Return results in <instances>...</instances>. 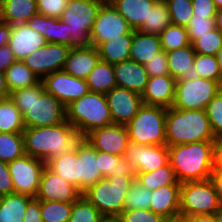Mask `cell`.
I'll use <instances>...</instances> for the list:
<instances>
[{
  "instance_id": "cell-1",
  "label": "cell",
  "mask_w": 222,
  "mask_h": 222,
  "mask_svg": "<svg viewBox=\"0 0 222 222\" xmlns=\"http://www.w3.org/2000/svg\"><path fill=\"white\" fill-rule=\"evenodd\" d=\"M9 97L20 110L25 128L67 121L66 106L45 91L42 80L33 86L13 90Z\"/></svg>"
},
{
  "instance_id": "cell-2",
  "label": "cell",
  "mask_w": 222,
  "mask_h": 222,
  "mask_svg": "<svg viewBox=\"0 0 222 222\" xmlns=\"http://www.w3.org/2000/svg\"><path fill=\"white\" fill-rule=\"evenodd\" d=\"M22 134L25 154L46 163L74 150L83 138L68 121L53 126L26 127Z\"/></svg>"
},
{
  "instance_id": "cell-3",
  "label": "cell",
  "mask_w": 222,
  "mask_h": 222,
  "mask_svg": "<svg viewBox=\"0 0 222 222\" xmlns=\"http://www.w3.org/2000/svg\"><path fill=\"white\" fill-rule=\"evenodd\" d=\"M169 163L180 183L210 178L213 172L214 141L168 146Z\"/></svg>"
},
{
  "instance_id": "cell-4",
  "label": "cell",
  "mask_w": 222,
  "mask_h": 222,
  "mask_svg": "<svg viewBox=\"0 0 222 222\" xmlns=\"http://www.w3.org/2000/svg\"><path fill=\"white\" fill-rule=\"evenodd\" d=\"M165 132L167 146L216 139L205 110L167 108Z\"/></svg>"
},
{
  "instance_id": "cell-5",
  "label": "cell",
  "mask_w": 222,
  "mask_h": 222,
  "mask_svg": "<svg viewBox=\"0 0 222 222\" xmlns=\"http://www.w3.org/2000/svg\"><path fill=\"white\" fill-rule=\"evenodd\" d=\"M67 121L84 137L90 131L113 123L105 94L88 92L66 106Z\"/></svg>"
},
{
  "instance_id": "cell-6",
  "label": "cell",
  "mask_w": 222,
  "mask_h": 222,
  "mask_svg": "<svg viewBox=\"0 0 222 222\" xmlns=\"http://www.w3.org/2000/svg\"><path fill=\"white\" fill-rule=\"evenodd\" d=\"M135 181V175L104 177L88 187L85 197L103 216H120L124 210L125 197Z\"/></svg>"
},
{
  "instance_id": "cell-7",
  "label": "cell",
  "mask_w": 222,
  "mask_h": 222,
  "mask_svg": "<svg viewBox=\"0 0 222 222\" xmlns=\"http://www.w3.org/2000/svg\"><path fill=\"white\" fill-rule=\"evenodd\" d=\"M107 0H68L60 20L68 24L70 48H90L91 31L94 27L100 7Z\"/></svg>"
},
{
  "instance_id": "cell-8",
  "label": "cell",
  "mask_w": 222,
  "mask_h": 222,
  "mask_svg": "<svg viewBox=\"0 0 222 222\" xmlns=\"http://www.w3.org/2000/svg\"><path fill=\"white\" fill-rule=\"evenodd\" d=\"M167 108L143 105L126 125L129 142L138 145H166Z\"/></svg>"
},
{
  "instance_id": "cell-9",
  "label": "cell",
  "mask_w": 222,
  "mask_h": 222,
  "mask_svg": "<svg viewBox=\"0 0 222 222\" xmlns=\"http://www.w3.org/2000/svg\"><path fill=\"white\" fill-rule=\"evenodd\" d=\"M220 201L210 179L188 181L180 187V214L184 216L212 215Z\"/></svg>"
},
{
  "instance_id": "cell-10",
  "label": "cell",
  "mask_w": 222,
  "mask_h": 222,
  "mask_svg": "<svg viewBox=\"0 0 222 222\" xmlns=\"http://www.w3.org/2000/svg\"><path fill=\"white\" fill-rule=\"evenodd\" d=\"M217 81L198 77L188 81H176L172 107L186 110H205L207 104L220 92Z\"/></svg>"
},
{
  "instance_id": "cell-11",
  "label": "cell",
  "mask_w": 222,
  "mask_h": 222,
  "mask_svg": "<svg viewBox=\"0 0 222 222\" xmlns=\"http://www.w3.org/2000/svg\"><path fill=\"white\" fill-rule=\"evenodd\" d=\"M45 167L46 162L28 154L9 162L8 168L13 181L14 193L36 197Z\"/></svg>"
},
{
  "instance_id": "cell-12",
  "label": "cell",
  "mask_w": 222,
  "mask_h": 222,
  "mask_svg": "<svg viewBox=\"0 0 222 222\" xmlns=\"http://www.w3.org/2000/svg\"><path fill=\"white\" fill-rule=\"evenodd\" d=\"M71 48L65 44L46 43L42 48L26 56L22 62L40 79L63 70Z\"/></svg>"
},
{
  "instance_id": "cell-13",
  "label": "cell",
  "mask_w": 222,
  "mask_h": 222,
  "mask_svg": "<svg viewBox=\"0 0 222 222\" xmlns=\"http://www.w3.org/2000/svg\"><path fill=\"white\" fill-rule=\"evenodd\" d=\"M134 30L129 26L125 18L107 0L98 12L94 27L90 33L94 47L119 37L122 34H133Z\"/></svg>"
},
{
  "instance_id": "cell-14",
  "label": "cell",
  "mask_w": 222,
  "mask_h": 222,
  "mask_svg": "<svg viewBox=\"0 0 222 222\" xmlns=\"http://www.w3.org/2000/svg\"><path fill=\"white\" fill-rule=\"evenodd\" d=\"M124 157L135 174L154 171L169 163L167 145H138L129 142Z\"/></svg>"
},
{
  "instance_id": "cell-15",
  "label": "cell",
  "mask_w": 222,
  "mask_h": 222,
  "mask_svg": "<svg viewBox=\"0 0 222 222\" xmlns=\"http://www.w3.org/2000/svg\"><path fill=\"white\" fill-rule=\"evenodd\" d=\"M42 82L45 91L65 106L89 92L86 80L71 76L64 70L47 75Z\"/></svg>"
},
{
  "instance_id": "cell-16",
  "label": "cell",
  "mask_w": 222,
  "mask_h": 222,
  "mask_svg": "<svg viewBox=\"0 0 222 222\" xmlns=\"http://www.w3.org/2000/svg\"><path fill=\"white\" fill-rule=\"evenodd\" d=\"M83 138L96 150L117 156L125 155L129 143L126 126L116 123L96 128Z\"/></svg>"
},
{
  "instance_id": "cell-17",
  "label": "cell",
  "mask_w": 222,
  "mask_h": 222,
  "mask_svg": "<svg viewBox=\"0 0 222 222\" xmlns=\"http://www.w3.org/2000/svg\"><path fill=\"white\" fill-rule=\"evenodd\" d=\"M106 98L113 123L127 125L144 105L141 94L115 86L107 92Z\"/></svg>"
},
{
  "instance_id": "cell-18",
  "label": "cell",
  "mask_w": 222,
  "mask_h": 222,
  "mask_svg": "<svg viewBox=\"0 0 222 222\" xmlns=\"http://www.w3.org/2000/svg\"><path fill=\"white\" fill-rule=\"evenodd\" d=\"M82 196V192L74 185L66 182L47 166L44 168L36 198L40 201L74 203Z\"/></svg>"
},
{
  "instance_id": "cell-19",
  "label": "cell",
  "mask_w": 222,
  "mask_h": 222,
  "mask_svg": "<svg viewBox=\"0 0 222 222\" xmlns=\"http://www.w3.org/2000/svg\"><path fill=\"white\" fill-rule=\"evenodd\" d=\"M74 161L76 162V188L81 192L104 178L98 169L96 149L84 138L75 147Z\"/></svg>"
},
{
  "instance_id": "cell-20",
  "label": "cell",
  "mask_w": 222,
  "mask_h": 222,
  "mask_svg": "<svg viewBox=\"0 0 222 222\" xmlns=\"http://www.w3.org/2000/svg\"><path fill=\"white\" fill-rule=\"evenodd\" d=\"M176 80L170 75L149 77L143 93V104L170 108L175 99Z\"/></svg>"
},
{
  "instance_id": "cell-21",
  "label": "cell",
  "mask_w": 222,
  "mask_h": 222,
  "mask_svg": "<svg viewBox=\"0 0 222 222\" xmlns=\"http://www.w3.org/2000/svg\"><path fill=\"white\" fill-rule=\"evenodd\" d=\"M46 43L44 36L32 30L26 23L12 25L8 45L17 61H22Z\"/></svg>"
},
{
  "instance_id": "cell-22",
  "label": "cell",
  "mask_w": 222,
  "mask_h": 222,
  "mask_svg": "<svg viewBox=\"0 0 222 222\" xmlns=\"http://www.w3.org/2000/svg\"><path fill=\"white\" fill-rule=\"evenodd\" d=\"M166 54L169 75L176 81H188L199 77L194 66L196 52L192 44L168 51Z\"/></svg>"
},
{
  "instance_id": "cell-23",
  "label": "cell",
  "mask_w": 222,
  "mask_h": 222,
  "mask_svg": "<svg viewBox=\"0 0 222 222\" xmlns=\"http://www.w3.org/2000/svg\"><path fill=\"white\" fill-rule=\"evenodd\" d=\"M26 24L44 36L47 43L65 44L70 47L71 34H69L68 24L60 19L37 13Z\"/></svg>"
},
{
  "instance_id": "cell-24",
  "label": "cell",
  "mask_w": 222,
  "mask_h": 222,
  "mask_svg": "<svg viewBox=\"0 0 222 222\" xmlns=\"http://www.w3.org/2000/svg\"><path fill=\"white\" fill-rule=\"evenodd\" d=\"M117 86L142 94L149 80L144 65L131 59L114 64Z\"/></svg>"
},
{
  "instance_id": "cell-25",
  "label": "cell",
  "mask_w": 222,
  "mask_h": 222,
  "mask_svg": "<svg viewBox=\"0 0 222 222\" xmlns=\"http://www.w3.org/2000/svg\"><path fill=\"white\" fill-rule=\"evenodd\" d=\"M99 60L98 50L94 46L71 49L63 70L71 76L86 80Z\"/></svg>"
},
{
  "instance_id": "cell-26",
  "label": "cell",
  "mask_w": 222,
  "mask_h": 222,
  "mask_svg": "<svg viewBox=\"0 0 222 222\" xmlns=\"http://www.w3.org/2000/svg\"><path fill=\"white\" fill-rule=\"evenodd\" d=\"M180 187L167 185L153 190L150 209L166 219L180 214Z\"/></svg>"
},
{
  "instance_id": "cell-27",
  "label": "cell",
  "mask_w": 222,
  "mask_h": 222,
  "mask_svg": "<svg viewBox=\"0 0 222 222\" xmlns=\"http://www.w3.org/2000/svg\"><path fill=\"white\" fill-rule=\"evenodd\" d=\"M125 18L132 30H138L147 21L157 0H108Z\"/></svg>"
},
{
  "instance_id": "cell-28",
  "label": "cell",
  "mask_w": 222,
  "mask_h": 222,
  "mask_svg": "<svg viewBox=\"0 0 222 222\" xmlns=\"http://www.w3.org/2000/svg\"><path fill=\"white\" fill-rule=\"evenodd\" d=\"M37 13L36 0H0L1 22L23 24Z\"/></svg>"
},
{
  "instance_id": "cell-29",
  "label": "cell",
  "mask_w": 222,
  "mask_h": 222,
  "mask_svg": "<svg viewBox=\"0 0 222 222\" xmlns=\"http://www.w3.org/2000/svg\"><path fill=\"white\" fill-rule=\"evenodd\" d=\"M161 50V42L158 35L146 34L134 30L130 48V59L132 61L144 65Z\"/></svg>"
},
{
  "instance_id": "cell-30",
  "label": "cell",
  "mask_w": 222,
  "mask_h": 222,
  "mask_svg": "<svg viewBox=\"0 0 222 222\" xmlns=\"http://www.w3.org/2000/svg\"><path fill=\"white\" fill-rule=\"evenodd\" d=\"M132 39L133 34H122L100 44L97 47L100 60L114 65L130 59Z\"/></svg>"
},
{
  "instance_id": "cell-31",
  "label": "cell",
  "mask_w": 222,
  "mask_h": 222,
  "mask_svg": "<svg viewBox=\"0 0 222 222\" xmlns=\"http://www.w3.org/2000/svg\"><path fill=\"white\" fill-rule=\"evenodd\" d=\"M33 197L11 193L0 197V222H23L28 202Z\"/></svg>"
},
{
  "instance_id": "cell-32",
  "label": "cell",
  "mask_w": 222,
  "mask_h": 222,
  "mask_svg": "<svg viewBox=\"0 0 222 222\" xmlns=\"http://www.w3.org/2000/svg\"><path fill=\"white\" fill-rule=\"evenodd\" d=\"M90 92L106 94L111 91L116 84L114 65L99 60L86 79Z\"/></svg>"
},
{
  "instance_id": "cell-33",
  "label": "cell",
  "mask_w": 222,
  "mask_h": 222,
  "mask_svg": "<svg viewBox=\"0 0 222 222\" xmlns=\"http://www.w3.org/2000/svg\"><path fill=\"white\" fill-rule=\"evenodd\" d=\"M135 181L152 191L167 185H181L170 163L154 171L135 174Z\"/></svg>"
},
{
  "instance_id": "cell-34",
  "label": "cell",
  "mask_w": 222,
  "mask_h": 222,
  "mask_svg": "<svg viewBox=\"0 0 222 222\" xmlns=\"http://www.w3.org/2000/svg\"><path fill=\"white\" fill-rule=\"evenodd\" d=\"M171 24V19L165 0H157L149 12L147 21L138 31L146 34L160 35Z\"/></svg>"
},
{
  "instance_id": "cell-35",
  "label": "cell",
  "mask_w": 222,
  "mask_h": 222,
  "mask_svg": "<svg viewBox=\"0 0 222 222\" xmlns=\"http://www.w3.org/2000/svg\"><path fill=\"white\" fill-rule=\"evenodd\" d=\"M96 158L99 164L98 169L103 177L118 176L121 174L135 175L124 156H117L108 152L96 150Z\"/></svg>"
},
{
  "instance_id": "cell-36",
  "label": "cell",
  "mask_w": 222,
  "mask_h": 222,
  "mask_svg": "<svg viewBox=\"0 0 222 222\" xmlns=\"http://www.w3.org/2000/svg\"><path fill=\"white\" fill-rule=\"evenodd\" d=\"M23 116L10 97L0 100V132L22 133Z\"/></svg>"
},
{
  "instance_id": "cell-37",
  "label": "cell",
  "mask_w": 222,
  "mask_h": 222,
  "mask_svg": "<svg viewBox=\"0 0 222 222\" xmlns=\"http://www.w3.org/2000/svg\"><path fill=\"white\" fill-rule=\"evenodd\" d=\"M9 92L30 87L37 84L40 79L22 62H14L5 72Z\"/></svg>"
},
{
  "instance_id": "cell-38",
  "label": "cell",
  "mask_w": 222,
  "mask_h": 222,
  "mask_svg": "<svg viewBox=\"0 0 222 222\" xmlns=\"http://www.w3.org/2000/svg\"><path fill=\"white\" fill-rule=\"evenodd\" d=\"M24 154L22 133L0 132V161L9 163Z\"/></svg>"
},
{
  "instance_id": "cell-39",
  "label": "cell",
  "mask_w": 222,
  "mask_h": 222,
  "mask_svg": "<svg viewBox=\"0 0 222 222\" xmlns=\"http://www.w3.org/2000/svg\"><path fill=\"white\" fill-rule=\"evenodd\" d=\"M75 149L69 153L51 158L46 166L66 182L76 187Z\"/></svg>"
},
{
  "instance_id": "cell-40",
  "label": "cell",
  "mask_w": 222,
  "mask_h": 222,
  "mask_svg": "<svg viewBox=\"0 0 222 222\" xmlns=\"http://www.w3.org/2000/svg\"><path fill=\"white\" fill-rule=\"evenodd\" d=\"M161 48L168 52L191 44L186 27L170 24L159 35Z\"/></svg>"
},
{
  "instance_id": "cell-41",
  "label": "cell",
  "mask_w": 222,
  "mask_h": 222,
  "mask_svg": "<svg viewBox=\"0 0 222 222\" xmlns=\"http://www.w3.org/2000/svg\"><path fill=\"white\" fill-rule=\"evenodd\" d=\"M73 203L40 201L43 222H69Z\"/></svg>"
},
{
  "instance_id": "cell-42",
  "label": "cell",
  "mask_w": 222,
  "mask_h": 222,
  "mask_svg": "<svg viewBox=\"0 0 222 222\" xmlns=\"http://www.w3.org/2000/svg\"><path fill=\"white\" fill-rule=\"evenodd\" d=\"M194 66L199 77L217 81L222 85V73L217 56L196 53Z\"/></svg>"
},
{
  "instance_id": "cell-43",
  "label": "cell",
  "mask_w": 222,
  "mask_h": 222,
  "mask_svg": "<svg viewBox=\"0 0 222 222\" xmlns=\"http://www.w3.org/2000/svg\"><path fill=\"white\" fill-rule=\"evenodd\" d=\"M151 197L152 190L134 181L125 197L124 210L150 209Z\"/></svg>"
},
{
  "instance_id": "cell-44",
  "label": "cell",
  "mask_w": 222,
  "mask_h": 222,
  "mask_svg": "<svg viewBox=\"0 0 222 222\" xmlns=\"http://www.w3.org/2000/svg\"><path fill=\"white\" fill-rule=\"evenodd\" d=\"M191 44L196 53L216 56L222 47V32L215 28L207 34L201 35Z\"/></svg>"
},
{
  "instance_id": "cell-45",
  "label": "cell",
  "mask_w": 222,
  "mask_h": 222,
  "mask_svg": "<svg viewBox=\"0 0 222 222\" xmlns=\"http://www.w3.org/2000/svg\"><path fill=\"white\" fill-rule=\"evenodd\" d=\"M103 215L83 196L73 203L69 222H100Z\"/></svg>"
},
{
  "instance_id": "cell-46",
  "label": "cell",
  "mask_w": 222,
  "mask_h": 222,
  "mask_svg": "<svg viewBox=\"0 0 222 222\" xmlns=\"http://www.w3.org/2000/svg\"><path fill=\"white\" fill-rule=\"evenodd\" d=\"M171 23L186 27L193 17L192 0H165Z\"/></svg>"
},
{
  "instance_id": "cell-47",
  "label": "cell",
  "mask_w": 222,
  "mask_h": 222,
  "mask_svg": "<svg viewBox=\"0 0 222 222\" xmlns=\"http://www.w3.org/2000/svg\"><path fill=\"white\" fill-rule=\"evenodd\" d=\"M215 138L222 137V89L205 108Z\"/></svg>"
},
{
  "instance_id": "cell-48",
  "label": "cell",
  "mask_w": 222,
  "mask_h": 222,
  "mask_svg": "<svg viewBox=\"0 0 222 222\" xmlns=\"http://www.w3.org/2000/svg\"><path fill=\"white\" fill-rule=\"evenodd\" d=\"M215 17H196L193 16L188 25L186 26V30L189 34V38L191 43L201 37V35L207 34L208 32L215 29Z\"/></svg>"
},
{
  "instance_id": "cell-49",
  "label": "cell",
  "mask_w": 222,
  "mask_h": 222,
  "mask_svg": "<svg viewBox=\"0 0 222 222\" xmlns=\"http://www.w3.org/2000/svg\"><path fill=\"white\" fill-rule=\"evenodd\" d=\"M119 217L122 222H165L166 219L151 209L123 210Z\"/></svg>"
},
{
  "instance_id": "cell-50",
  "label": "cell",
  "mask_w": 222,
  "mask_h": 222,
  "mask_svg": "<svg viewBox=\"0 0 222 222\" xmlns=\"http://www.w3.org/2000/svg\"><path fill=\"white\" fill-rule=\"evenodd\" d=\"M144 67L149 77L169 75L166 51L162 49L156 53L152 59L144 64Z\"/></svg>"
},
{
  "instance_id": "cell-51",
  "label": "cell",
  "mask_w": 222,
  "mask_h": 222,
  "mask_svg": "<svg viewBox=\"0 0 222 222\" xmlns=\"http://www.w3.org/2000/svg\"><path fill=\"white\" fill-rule=\"evenodd\" d=\"M67 3L68 0H36L38 13L58 19L65 10Z\"/></svg>"
},
{
  "instance_id": "cell-52",
  "label": "cell",
  "mask_w": 222,
  "mask_h": 222,
  "mask_svg": "<svg viewBox=\"0 0 222 222\" xmlns=\"http://www.w3.org/2000/svg\"><path fill=\"white\" fill-rule=\"evenodd\" d=\"M192 13L196 17H215L217 8L213 0H192Z\"/></svg>"
},
{
  "instance_id": "cell-53",
  "label": "cell",
  "mask_w": 222,
  "mask_h": 222,
  "mask_svg": "<svg viewBox=\"0 0 222 222\" xmlns=\"http://www.w3.org/2000/svg\"><path fill=\"white\" fill-rule=\"evenodd\" d=\"M14 193V186L8 163L0 161V197Z\"/></svg>"
},
{
  "instance_id": "cell-54",
  "label": "cell",
  "mask_w": 222,
  "mask_h": 222,
  "mask_svg": "<svg viewBox=\"0 0 222 222\" xmlns=\"http://www.w3.org/2000/svg\"><path fill=\"white\" fill-rule=\"evenodd\" d=\"M23 222H43L40 213V200L36 197L28 202Z\"/></svg>"
},
{
  "instance_id": "cell-55",
  "label": "cell",
  "mask_w": 222,
  "mask_h": 222,
  "mask_svg": "<svg viewBox=\"0 0 222 222\" xmlns=\"http://www.w3.org/2000/svg\"><path fill=\"white\" fill-rule=\"evenodd\" d=\"M16 61L17 60L9 45L0 47V71L6 72V70Z\"/></svg>"
},
{
  "instance_id": "cell-56",
  "label": "cell",
  "mask_w": 222,
  "mask_h": 222,
  "mask_svg": "<svg viewBox=\"0 0 222 222\" xmlns=\"http://www.w3.org/2000/svg\"><path fill=\"white\" fill-rule=\"evenodd\" d=\"M213 171H222V137L214 140Z\"/></svg>"
},
{
  "instance_id": "cell-57",
  "label": "cell",
  "mask_w": 222,
  "mask_h": 222,
  "mask_svg": "<svg viewBox=\"0 0 222 222\" xmlns=\"http://www.w3.org/2000/svg\"><path fill=\"white\" fill-rule=\"evenodd\" d=\"M209 179L214 185L220 203H222V171H213Z\"/></svg>"
},
{
  "instance_id": "cell-58",
  "label": "cell",
  "mask_w": 222,
  "mask_h": 222,
  "mask_svg": "<svg viewBox=\"0 0 222 222\" xmlns=\"http://www.w3.org/2000/svg\"><path fill=\"white\" fill-rule=\"evenodd\" d=\"M12 25L0 21V47L9 44Z\"/></svg>"
},
{
  "instance_id": "cell-59",
  "label": "cell",
  "mask_w": 222,
  "mask_h": 222,
  "mask_svg": "<svg viewBox=\"0 0 222 222\" xmlns=\"http://www.w3.org/2000/svg\"><path fill=\"white\" fill-rule=\"evenodd\" d=\"M10 96V92L6 83L5 72L0 71V100Z\"/></svg>"
},
{
  "instance_id": "cell-60",
  "label": "cell",
  "mask_w": 222,
  "mask_h": 222,
  "mask_svg": "<svg viewBox=\"0 0 222 222\" xmlns=\"http://www.w3.org/2000/svg\"><path fill=\"white\" fill-rule=\"evenodd\" d=\"M191 222H218L215 215H194L190 217Z\"/></svg>"
},
{
  "instance_id": "cell-61",
  "label": "cell",
  "mask_w": 222,
  "mask_h": 222,
  "mask_svg": "<svg viewBox=\"0 0 222 222\" xmlns=\"http://www.w3.org/2000/svg\"><path fill=\"white\" fill-rule=\"evenodd\" d=\"M165 222H191V220L189 216L178 214V215L165 219Z\"/></svg>"
},
{
  "instance_id": "cell-62",
  "label": "cell",
  "mask_w": 222,
  "mask_h": 222,
  "mask_svg": "<svg viewBox=\"0 0 222 222\" xmlns=\"http://www.w3.org/2000/svg\"><path fill=\"white\" fill-rule=\"evenodd\" d=\"M214 20H215V27L222 32V8L217 9V13L215 14Z\"/></svg>"
},
{
  "instance_id": "cell-63",
  "label": "cell",
  "mask_w": 222,
  "mask_h": 222,
  "mask_svg": "<svg viewBox=\"0 0 222 222\" xmlns=\"http://www.w3.org/2000/svg\"><path fill=\"white\" fill-rule=\"evenodd\" d=\"M100 222H122L121 218L118 216H103Z\"/></svg>"
},
{
  "instance_id": "cell-64",
  "label": "cell",
  "mask_w": 222,
  "mask_h": 222,
  "mask_svg": "<svg viewBox=\"0 0 222 222\" xmlns=\"http://www.w3.org/2000/svg\"><path fill=\"white\" fill-rule=\"evenodd\" d=\"M214 215L218 222H222V203H220L219 208L216 210Z\"/></svg>"
},
{
  "instance_id": "cell-65",
  "label": "cell",
  "mask_w": 222,
  "mask_h": 222,
  "mask_svg": "<svg viewBox=\"0 0 222 222\" xmlns=\"http://www.w3.org/2000/svg\"><path fill=\"white\" fill-rule=\"evenodd\" d=\"M217 59H218V63H219V66H220V70H221V73H222V47L218 50V53H217Z\"/></svg>"
},
{
  "instance_id": "cell-66",
  "label": "cell",
  "mask_w": 222,
  "mask_h": 222,
  "mask_svg": "<svg viewBox=\"0 0 222 222\" xmlns=\"http://www.w3.org/2000/svg\"><path fill=\"white\" fill-rule=\"evenodd\" d=\"M217 9L222 8V0H213Z\"/></svg>"
}]
</instances>
